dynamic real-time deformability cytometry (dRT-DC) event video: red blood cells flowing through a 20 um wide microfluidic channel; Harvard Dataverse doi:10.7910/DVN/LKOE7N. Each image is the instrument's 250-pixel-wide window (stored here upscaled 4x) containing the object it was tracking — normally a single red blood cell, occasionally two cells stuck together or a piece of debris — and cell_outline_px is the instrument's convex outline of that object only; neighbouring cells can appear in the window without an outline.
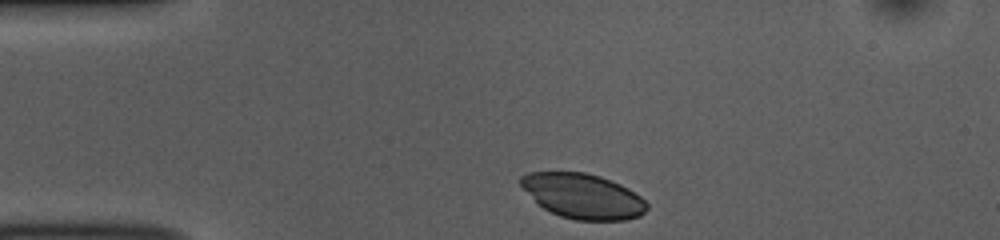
{"species": "common noctule bat (a hibernating species)", "species_latin": "Nyctalus noctula", "temperature_condition": "room temperature", "stored_images_in_passage": 35, "camera_frame_rate_fps": 3000, "um_per_image_px": 0.085, "animal": {"sex": "female", "body_mass_g": 10.0, "forearm_length_mm": 53.1}, "frame": {"image": 1, "passage_image": 1, "time_ms": 0.0, "image_size_px": [1000, 240], "cell_outline_px": [[648, 208], [640, 216], [624, 220], [576, 220], [560, 216], [544, 208], [516, 180], [520, 176], [528, 172], [584, 172], [600, 176], [620, 184], [628, 188], [640, 196], [648, 204]], "centroid_in_image_um": [49.56, 16.66], "position_along_channel_um": 35.4, "area_um2": 32.83}}